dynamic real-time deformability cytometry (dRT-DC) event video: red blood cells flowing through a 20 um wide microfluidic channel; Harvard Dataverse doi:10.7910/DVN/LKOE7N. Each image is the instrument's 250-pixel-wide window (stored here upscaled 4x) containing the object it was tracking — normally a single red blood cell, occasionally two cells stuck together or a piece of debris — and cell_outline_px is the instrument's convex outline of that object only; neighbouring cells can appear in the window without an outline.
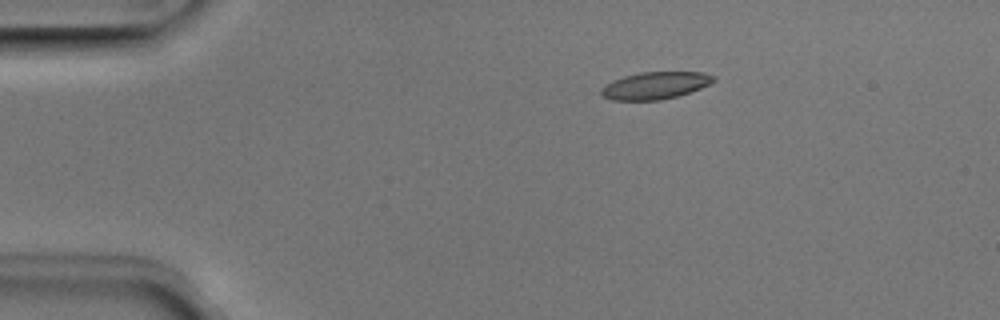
{"species": "Egyptian fruit bat (a non-hibernating species)", "species_latin": "Rousettus aegyptiacus", "temperature_condition": "room temperature", "stored_images_in_passage": 6, "camera_frame_rate_fps": 3000, "um_per_image_px": 0.085, "animal": {"sex": "male"}, "frame": {"image": 1, "passage_image": 2, "time_ms": 0.333, "image_size_px": [1000, 320], "cell_outline_px": [[716, 80], [700, 88], [676, 96], [660, 100], [612, 100], [604, 96], [600, 92], [600, 88], [604, 84], [624, 76], [640, 72], [704, 72], [716, 76]], "centroid_in_image_um": [55.68, 7.26], "position_along_channel_um": 29.3, "area_um2": 17.74}}
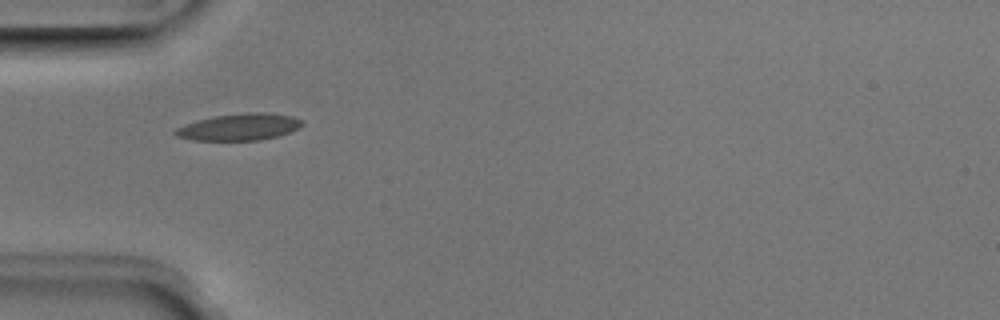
{"frame": {"image": 2, "passage_image": 4, "time_ms": 1.0, "image_size_px": [1000, 320], "cell_outline_px": [[304, 124], [300, 128], [276, 136], [260, 140], [192, 140], [176, 136], [172, 132], [176, 128], [184, 124], [216, 116], [248, 112], [264, 112], [292, 116], [300, 120]], "centroid_in_image_um": [20.33, 10.79], "position_along_channel_um": 64.7, "area_um2": 19.59}}
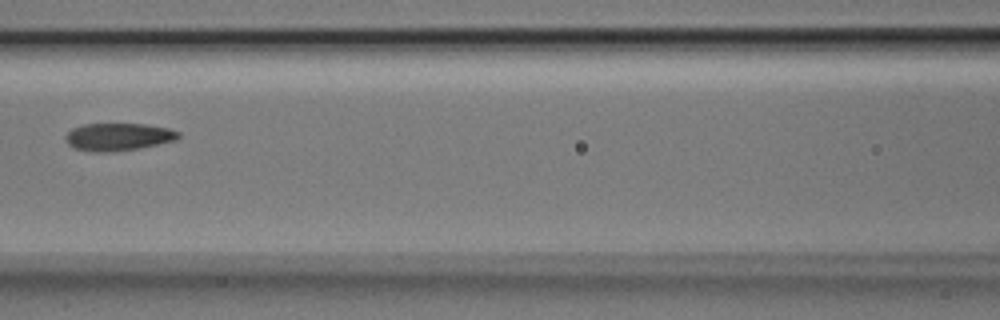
{"frame": {"image": 3, "passage_image": 6, "time_ms": 1.667, "image_size_px": [1000, 320], "cell_outline_px": [[180, 136], [176, 140], [136, 148], [112, 152], [88, 152], [72, 148], [68, 144], [64, 136], [72, 128], [84, 124], [144, 124], [168, 128], [180, 132]], "centroid_in_image_um": [10.0, 11.63], "position_along_channel_um": 156.6, "area_um2": 18.15}}